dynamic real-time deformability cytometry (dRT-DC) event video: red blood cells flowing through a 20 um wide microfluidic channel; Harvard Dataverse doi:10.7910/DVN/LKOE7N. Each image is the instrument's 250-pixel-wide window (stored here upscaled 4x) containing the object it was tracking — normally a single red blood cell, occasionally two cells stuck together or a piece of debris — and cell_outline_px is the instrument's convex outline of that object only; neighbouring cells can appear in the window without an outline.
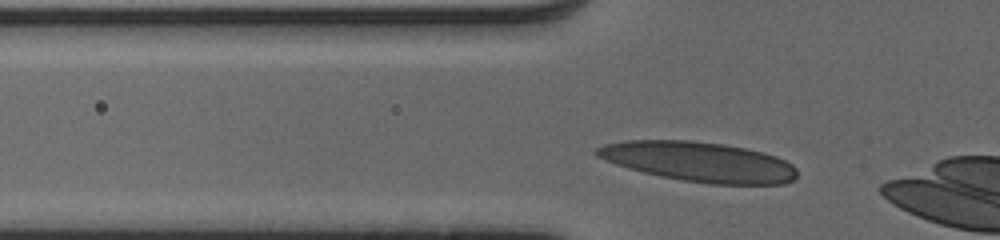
{"species": "human", "species_latin": "Homo sapiens", "temperature_condition": "cold", "stored_images_in_passage": 6, "camera_frame_rate_fps": 3000, "um_per_image_px": 0.085, "donor": {"sex": "male"}, "frame": {"image": 1, "passage_image": 3, "time_ms": 0.667, "image_size_px": [1000, 240], "cell_outline_px": [[796, 176], [792, 180], [784, 184], [708, 184], [660, 176], [628, 168], [616, 164], [596, 156], [592, 152], [596, 148], [604, 144], [624, 140], [688, 140], [724, 144], [764, 152], [776, 156], [792, 164], [796, 168]], "centroid_in_image_um": [59.4, 13.74], "position_along_channel_um": 66.4, "area_um2": 46.47}}